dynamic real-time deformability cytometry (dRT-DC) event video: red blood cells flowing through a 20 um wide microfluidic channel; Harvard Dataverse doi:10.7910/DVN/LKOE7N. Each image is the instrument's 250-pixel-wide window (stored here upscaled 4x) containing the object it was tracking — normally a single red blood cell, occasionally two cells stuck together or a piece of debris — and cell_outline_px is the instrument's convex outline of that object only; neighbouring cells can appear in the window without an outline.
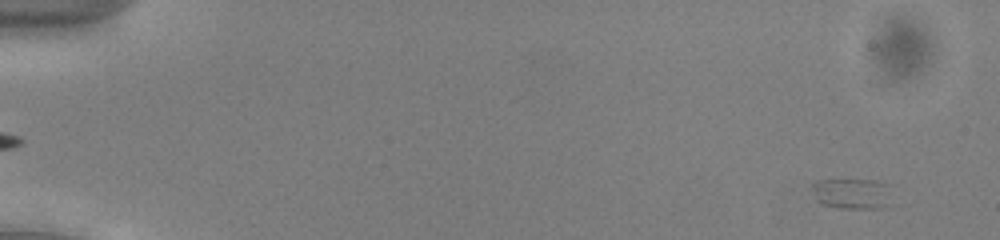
{"species": "common noctule bat (a hibernating species)", "species_latin": "Nyctalus noctula", "temperature_condition": "cold", "stored_images_in_passage": 53, "camera_frame_rate_fps": 3000, "um_per_image_px": 0.085, "animal": {"sex": "male", "body_mass_g": 13.0, "forearm_length_mm": 53.1}, "frame": {"image": 1, "passage_image": 4, "time_ms": 1.0, "image_size_px": [1000, 240], "cell_outline_px": [[888, 204], [884, 208], [840, 208], [824, 204], [820, 200], [812, 188], [812, 184], [816, 180], [876, 180], [888, 184]], "centroid_in_image_um": [72.44, 16.44], "position_along_channel_um": 12.6, "area_um2": 13.87}}
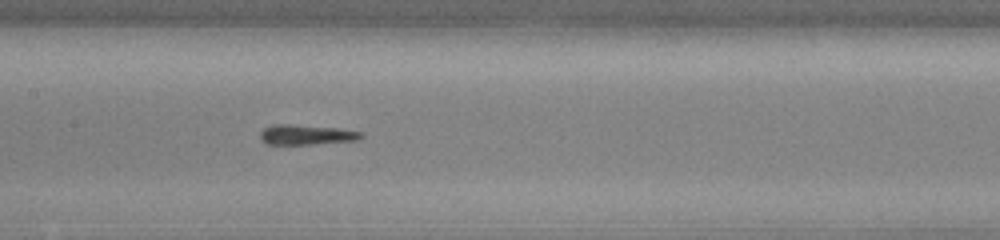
{"frame": {"image": 2, "passage_image": 29, "time_ms": 9.333, "image_size_px": [1000, 240], "cell_outline_px": [[364, 136], [356, 140], [308, 144], [268, 144], [260, 136], [260, 132], [264, 128], [272, 124], [288, 124], [336, 128], [360, 132]], "centroid_in_image_um": [26.0, 11.44], "position_along_channel_um": 181.4, "area_um2": 11.44}}
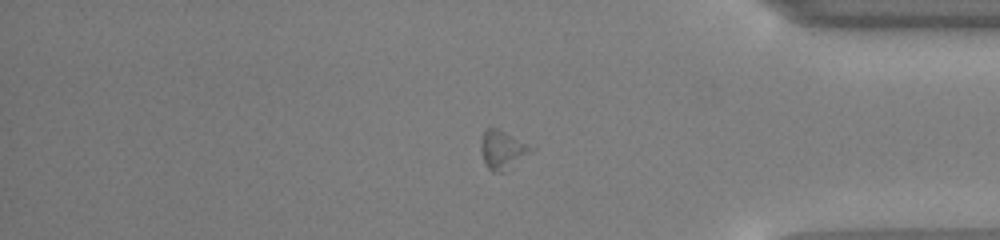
{"frame": {"image": 3, "passage_image": 47, "time_ms": 15.333, "image_size_px": [1000, 240], "cell_outline_px": [[536, 148], [500, 172], [492, 172], [484, 164], [480, 148], [480, 144], [484, 128], [492, 124], [536, 144]], "centroid_in_image_um": [42.73, 12.59], "position_along_channel_um": 392.5, "area_um2": 11.96}}